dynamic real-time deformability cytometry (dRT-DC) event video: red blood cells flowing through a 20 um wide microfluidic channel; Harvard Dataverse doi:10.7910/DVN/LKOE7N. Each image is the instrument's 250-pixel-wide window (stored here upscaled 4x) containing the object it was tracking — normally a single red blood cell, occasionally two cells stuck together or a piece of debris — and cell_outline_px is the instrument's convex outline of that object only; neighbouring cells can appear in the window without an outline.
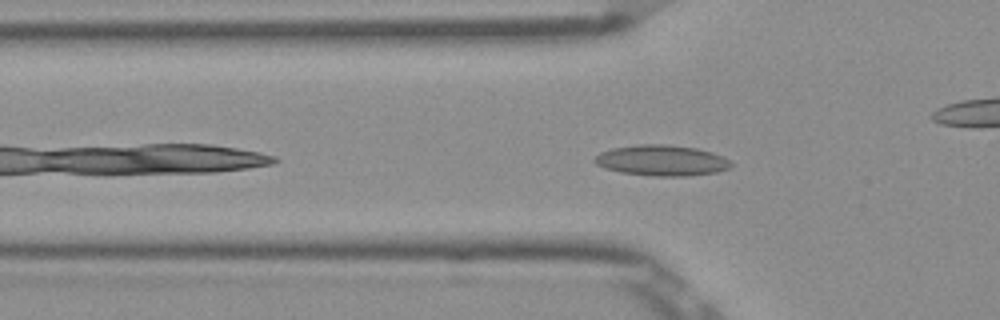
{"species": "Egyptian fruit bat (a non-hibernating species)", "species_latin": "Rousettus aegyptiacus", "temperature_condition": "room temperature", "stored_images_in_passage": 41, "camera_frame_rate_fps": 3000, "um_per_image_px": 0.085, "frame": {"image": 1, "passage_image": 5, "time_ms": 1.333, "image_size_px": [1000, 320], "cell_outline_px": [[732, 164], [728, 168], [716, 172], [688, 176], [652, 176], [620, 172], [604, 168], [596, 164], [592, 160], [600, 152], [612, 148], [640, 144], [664, 144], [696, 148], [712, 152], [728, 160]], "centroid_in_image_um": [56.19, 13.64], "position_along_channel_um": 69.6, "area_um2": 24.33}}
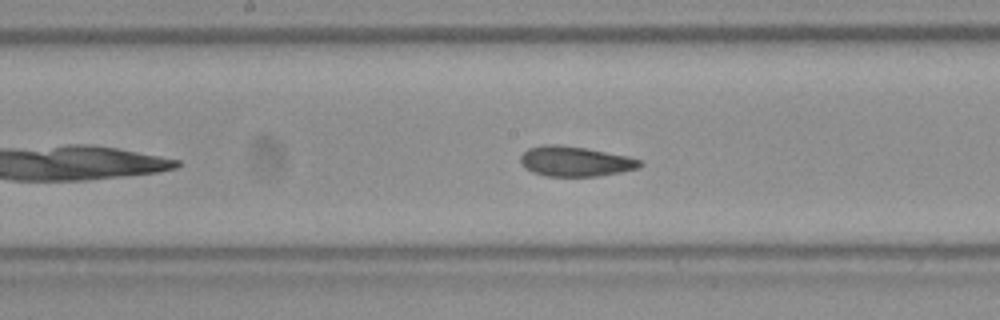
{"frame": {"image": 2, "passage_image": 15, "time_ms": 4.667, "image_size_px": [1000, 320], "cell_outline_px": [[644, 164], [640, 168], [620, 172], [596, 176], [548, 176], [532, 172], [524, 168], [520, 164], [520, 156], [528, 148], [544, 144], [556, 144], [584, 148], [628, 156], [640, 160]], "centroid_in_image_um": [48.87, 13.72], "position_along_channel_um": 199.3, "area_um2": 20.92}}
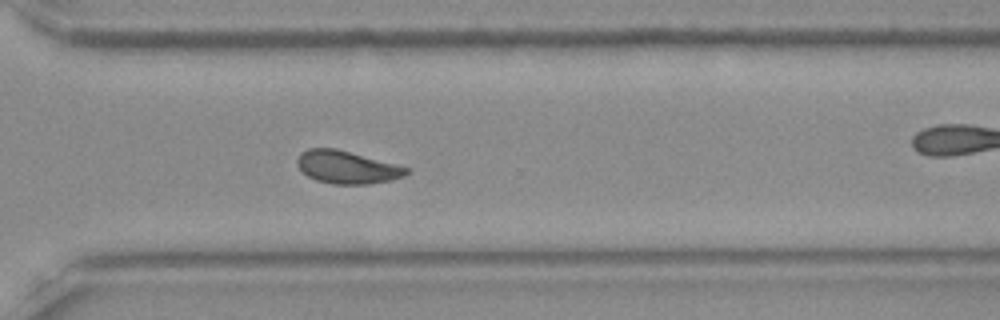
{"frame": {"image": 3, "passage_image": 26, "time_ms": 8.333, "image_size_px": [1000, 320], "cell_outline_px": [[408, 172], [404, 176], [392, 180], [368, 184], [332, 184], [316, 180], [308, 176], [296, 164], [296, 160], [300, 152], [308, 148], [336, 148], [408, 168]], "centroid_in_image_um": [29.44, 14.21], "position_along_channel_um": 341.2, "area_um2": 20.63}, "authors_computed_cell_mechanics": {"area_um2": 20.9236, "velocity_mm_per_s": 3.8729, "shape_relaxation_time_tau1_ms": 7.268, "shape_relaxation_time_tau2_ms": 1.4589, "deformation_change_tau1": 0.1352, "deformation_change_tau2": 0.06}}